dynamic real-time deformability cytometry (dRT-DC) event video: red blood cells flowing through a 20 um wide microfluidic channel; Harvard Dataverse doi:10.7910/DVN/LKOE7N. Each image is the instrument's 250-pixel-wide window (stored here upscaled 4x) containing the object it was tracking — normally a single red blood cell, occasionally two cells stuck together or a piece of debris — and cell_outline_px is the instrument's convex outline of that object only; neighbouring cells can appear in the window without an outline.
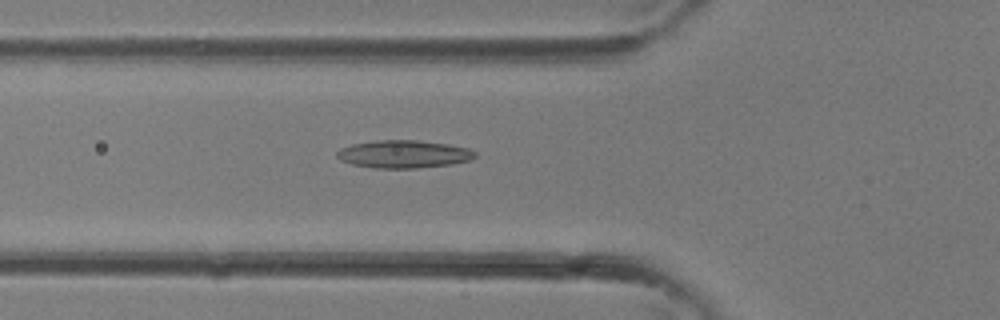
{"species": "common noctule bat (a hibernating species)", "species_latin": "Nyctalus noctula", "temperature_condition": "room temperature", "stored_images_in_passage": 26, "camera_frame_rate_fps": 3000, "um_per_image_px": 0.085, "animal": {"sex": "female"}, "frame": {"image": 1, "passage_image": 3, "time_ms": 0.667, "image_size_px": [1000, 320], "cell_outline_px": [[476, 156], [468, 160], [452, 164], [416, 168], [376, 168], [352, 164], [340, 160], [336, 156], [336, 152], [340, 148], [352, 144], [376, 140], [416, 140], [448, 144], [468, 148], [476, 152]], "centroid_in_image_um": [34.29, 13.09], "position_along_channel_um": 91.5, "area_um2": 22.31}}
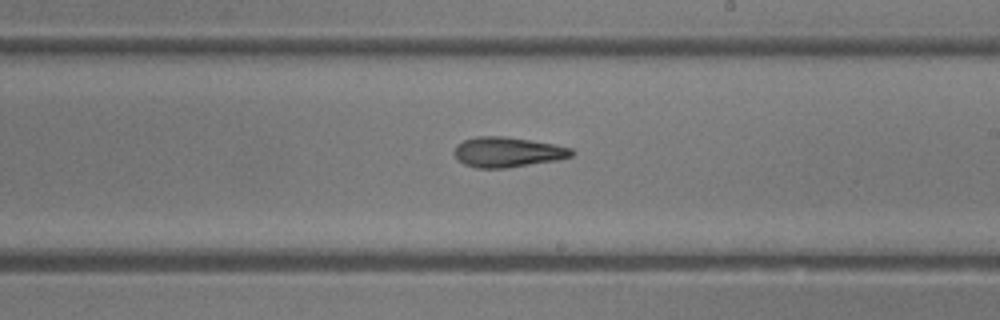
{"frame": {"image": 2, "passage_image": 11, "time_ms": 3.333, "image_size_px": [1000, 320], "cell_outline_px": [[576, 152], [572, 156], [560, 160], [508, 168], [476, 168], [464, 164], [456, 156], [456, 144], [464, 140], [476, 136], [504, 136], [552, 144], [572, 148]], "centroid_in_image_um": [43.18, 12.94], "position_along_channel_um": 245.8, "area_um2": 20.58}}
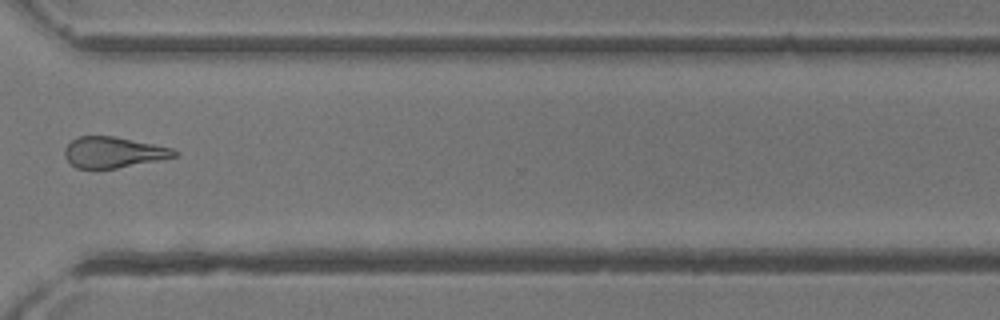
{"frame": {"image": 3, "passage_image": 17, "time_ms": 5.333, "image_size_px": [1000, 320], "cell_outline_px": [[180, 152], [176, 156], [160, 160], [116, 168], [76, 168], [64, 156], [64, 148], [72, 140], [80, 136], [116, 136], [172, 148]], "centroid_in_image_um": [9.65, 12.94], "position_along_channel_um": 361.0, "area_um2": 19.65}}